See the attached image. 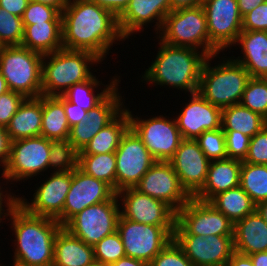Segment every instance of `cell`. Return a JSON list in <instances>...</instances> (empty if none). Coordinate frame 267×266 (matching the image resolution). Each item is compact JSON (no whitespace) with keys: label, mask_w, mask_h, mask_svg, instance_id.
Here are the masks:
<instances>
[{"label":"cell","mask_w":267,"mask_h":266,"mask_svg":"<svg viewBox=\"0 0 267 266\" xmlns=\"http://www.w3.org/2000/svg\"><path fill=\"white\" fill-rule=\"evenodd\" d=\"M94 261L93 246L62 226L54 241L53 266H89Z\"/></svg>","instance_id":"cell-27"},{"label":"cell","mask_w":267,"mask_h":266,"mask_svg":"<svg viewBox=\"0 0 267 266\" xmlns=\"http://www.w3.org/2000/svg\"><path fill=\"white\" fill-rule=\"evenodd\" d=\"M240 187L256 205L267 200V165L241 161Z\"/></svg>","instance_id":"cell-36"},{"label":"cell","mask_w":267,"mask_h":266,"mask_svg":"<svg viewBox=\"0 0 267 266\" xmlns=\"http://www.w3.org/2000/svg\"><path fill=\"white\" fill-rule=\"evenodd\" d=\"M35 190L31 203L25 198L14 199L28 213L56 219L62 212L72 182V171L52 172Z\"/></svg>","instance_id":"cell-18"},{"label":"cell","mask_w":267,"mask_h":266,"mask_svg":"<svg viewBox=\"0 0 267 266\" xmlns=\"http://www.w3.org/2000/svg\"><path fill=\"white\" fill-rule=\"evenodd\" d=\"M208 202L233 223L256 211V204L240 186L220 192Z\"/></svg>","instance_id":"cell-32"},{"label":"cell","mask_w":267,"mask_h":266,"mask_svg":"<svg viewBox=\"0 0 267 266\" xmlns=\"http://www.w3.org/2000/svg\"><path fill=\"white\" fill-rule=\"evenodd\" d=\"M41 136L50 140L68 139L70 126L64 109V96L42 95Z\"/></svg>","instance_id":"cell-31"},{"label":"cell","mask_w":267,"mask_h":266,"mask_svg":"<svg viewBox=\"0 0 267 266\" xmlns=\"http://www.w3.org/2000/svg\"><path fill=\"white\" fill-rule=\"evenodd\" d=\"M219 54L208 56L205 60L197 92L212 105L222 109L241 102L251 76L239 62L234 60L235 56L229 58L224 56L223 61L220 60L218 65L211 67L212 59Z\"/></svg>","instance_id":"cell-5"},{"label":"cell","mask_w":267,"mask_h":266,"mask_svg":"<svg viewBox=\"0 0 267 266\" xmlns=\"http://www.w3.org/2000/svg\"><path fill=\"white\" fill-rule=\"evenodd\" d=\"M25 97L11 90L0 96V126L6 128Z\"/></svg>","instance_id":"cell-46"},{"label":"cell","mask_w":267,"mask_h":266,"mask_svg":"<svg viewBox=\"0 0 267 266\" xmlns=\"http://www.w3.org/2000/svg\"><path fill=\"white\" fill-rule=\"evenodd\" d=\"M43 55L21 45L0 46V73L9 90L25 98L42 95Z\"/></svg>","instance_id":"cell-7"},{"label":"cell","mask_w":267,"mask_h":266,"mask_svg":"<svg viewBox=\"0 0 267 266\" xmlns=\"http://www.w3.org/2000/svg\"><path fill=\"white\" fill-rule=\"evenodd\" d=\"M156 59L142 75V82L154 86L167 85L172 88L196 93L199 87L201 71L208 56L200 51L188 47H178L165 44L161 40ZM183 89V90H182Z\"/></svg>","instance_id":"cell-3"},{"label":"cell","mask_w":267,"mask_h":266,"mask_svg":"<svg viewBox=\"0 0 267 266\" xmlns=\"http://www.w3.org/2000/svg\"><path fill=\"white\" fill-rule=\"evenodd\" d=\"M265 125L267 120L264 117L241 103L222 108L221 128L223 130L240 131L244 135L253 137Z\"/></svg>","instance_id":"cell-33"},{"label":"cell","mask_w":267,"mask_h":266,"mask_svg":"<svg viewBox=\"0 0 267 266\" xmlns=\"http://www.w3.org/2000/svg\"><path fill=\"white\" fill-rule=\"evenodd\" d=\"M24 36L21 46L42 55L50 54L62 46V21H45L33 25H23Z\"/></svg>","instance_id":"cell-29"},{"label":"cell","mask_w":267,"mask_h":266,"mask_svg":"<svg viewBox=\"0 0 267 266\" xmlns=\"http://www.w3.org/2000/svg\"><path fill=\"white\" fill-rule=\"evenodd\" d=\"M254 266H267V251L249 255Z\"/></svg>","instance_id":"cell-58"},{"label":"cell","mask_w":267,"mask_h":266,"mask_svg":"<svg viewBox=\"0 0 267 266\" xmlns=\"http://www.w3.org/2000/svg\"><path fill=\"white\" fill-rule=\"evenodd\" d=\"M226 266H254L249 255L234 252Z\"/></svg>","instance_id":"cell-52"},{"label":"cell","mask_w":267,"mask_h":266,"mask_svg":"<svg viewBox=\"0 0 267 266\" xmlns=\"http://www.w3.org/2000/svg\"><path fill=\"white\" fill-rule=\"evenodd\" d=\"M169 12H171L170 0H130L124 12L118 17L120 32L125 39H129L131 34L144 31V26L147 27L156 20L154 29L157 34Z\"/></svg>","instance_id":"cell-23"},{"label":"cell","mask_w":267,"mask_h":266,"mask_svg":"<svg viewBox=\"0 0 267 266\" xmlns=\"http://www.w3.org/2000/svg\"><path fill=\"white\" fill-rule=\"evenodd\" d=\"M222 109L212 105L198 92L190 94L175 121L183 139L196 140L204 131L221 128Z\"/></svg>","instance_id":"cell-22"},{"label":"cell","mask_w":267,"mask_h":266,"mask_svg":"<svg viewBox=\"0 0 267 266\" xmlns=\"http://www.w3.org/2000/svg\"><path fill=\"white\" fill-rule=\"evenodd\" d=\"M115 190L106 182L85 174L78 167L72 171V182L66 196L63 212L56 220L64 226L84 208L111 200Z\"/></svg>","instance_id":"cell-17"},{"label":"cell","mask_w":267,"mask_h":266,"mask_svg":"<svg viewBox=\"0 0 267 266\" xmlns=\"http://www.w3.org/2000/svg\"><path fill=\"white\" fill-rule=\"evenodd\" d=\"M14 232L13 266H53L54 241L62 225L54 218L28 213L13 199L4 218Z\"/></svg>","instance_id":"cell-2"},{"label":"cell","mask_w":267,"mask_h":266,"mask_svg":"<svg viewBox=\"0 0 267 266\" xmlns=\"http://www.w3.org/2000/svg\"><path fill=\"white\" fill-rule=\"evenodd\" d=\"M42 95L25 98L6 127L10 141L41 136Z\"/></svg>","instance_id":"cell-28"},{"label":"cell","mask_w":267,"mask_h":266,"mask_svg":"<svg viewBox=\"0 0 267 266\" xmlns=\"http://www.w3.org/2000/svg\"><path fill=\"white\" fill-rule=\"evenodd\" d=\"M149 266H195L174 239L160 251Z\"/></svg>","instance_id":"cell-43"},{"label":"cell","mask_w":267,"mask_h":266,"mask_svg":"<svg viewBox=\"0 0 267 266\" xmlns=\"http://www.w3.org/2000/svg\"><path fill=\"white\" fill-rule=\"evenodd\" d=\"M240 103L267 120V78H251Z\"/></svg>","instance_id":"cell-38"},{"label":"cell","mask_w":267,"mask_h":266,"mask_svg":"<svg viewBox=\"0 0 267 266\" xmlns=\"http://www.w3.org/2000/svg\"><path fill=\"white\" fill-rule=\"evenodd\" d=\"M228 158L244 161L250 144V138L240 131L223 130Z\"/></svg>","instance_id":"cell-44"},{"label":"cell","mask_w":267,"mask_h":266,"mask_svg":"<svg viewBox=\"0 0 267 266\" xmlns=\"http://www.w3.org/2000/svg\"><path fill=\"white\" fill-rule=\"evenodd\" d=\"M100 62L94 53L82 50L61 48L43 55L42 95L62 96L71 86L89 80L92 65Z\"/></svg>","instance_id":"cell-4"},{"label":"cell","mask_w":267,"mask_h":266,"mask_svg":"<svg viewBox=\"0 0 267 266\" xmlns=\"http://www.w3.org/2000/svg\"><path fill=\"white\" fill-rule=\"evenodd\" d=\"M61 15L65 49L89 51L103 61L115 41L126 40L118 18L90 0H69Z\"/></svg>","instance_id":"cell-1"},{"label":"cell","mask_w":267,"mask_h":266,"mask_svg":"<svg viewBox=\"0 0 267 266\" xmlns=\"http://www.w3.org/2000/svg\"><path fill=\"white\" fill-rule=\"evenodd\" d=\"M117 85L97 106L87 112L84 121L70 128L68 140L80 152L92 138L112 122L124 109V103Z\"/></svg>","instance_id":"cell-21"},{"label":"cell","mask_w":267,"mask_h":266,"mask_svg":"<svg viewBox=\"0 0 267 266\" xmlns=\"http://www.w3.org/2000/svg\"><path fill=\"white\" fill-rule=\"evenodd\" d=\"M89 266H109V264L98 262V261H94Z\"/></svg>","instance_id":"cell-61"},{"label":"cell","mask_w":267,"mask_h":266,"mask_svg":"<svg viewBox=\"0 0 267 266\" xmlns=\"http://www.w3.org/2000/svg\"><path fill=\"white\" fill-rule=\"evenodd\" d=\"M242 30L267 31V1L243 17Z\"/></svg>","instance_id":"cell-47"},{"label":"cell","mask_w":267,"mask_h":266,"mask_svg":"<svg viewBox=\"0 0 267 266\" xmlns=\"http://www.w3.org/2000/svg\"><path fill=\"white\" fill-rule=\"evenodd\" d=\"M30 0H0V7L9 13L22 17Z\"/></svg>","instance_id":"cell-51"},{"label":"cell","mask_w":267,"mask_h":266,"mask_svg":"<svg viewBox=\"0 0 267 266\" xmlns=\"http://www.w3.org/2000/svg\"><path fill=\"white\" fill-rule=\"evenodd\" d=\"M119 203L115 195L111 200L88 206L74 215L63 227L87 245L94 246L117 231Z\"/></svg>","instance_id":"cell-10"},{"label":"cell","mask_w":267,"mask_h":266,"mask_svg":"<svg viewBox=\"0 0 267 266\" xmlns=\"http://www.w3.org/2000/svg\"><path fill=\"white\" fill-rule=\"evenodd\" d=\"M234 223L208 201L192 197L178 212L173 235L233 236Z\"/></svg>","instance_id":"cell-11"},{"label":"cell","mask_w":267,"mask_h":266,"mask_svg":"<svg viewBox=\"0 0 267 266\" xmlns=\"http://www.w3.org/2000/svg\"><path fill=\"white\" fill-rule=\"evenodd\" d=\"M95 261L111 264L126 256L121 237L117 231L104 237L93 246Z\"/></svg>","instance_id":"cell-40"},{"label":"cell","mask_w":267,"mask_h":266,"mask_svg":"<svg viewBox=\"0 0 267 266\" xmlns=\"http://www.w3.org/2000/svg\"><path fill=\"white\" fill-rule=\"evenodd\" d=\"M178 212L192 197L182 187L169 161H156L134 187Z\"/></svg>","instance_id":"cell-16"},{"label":"cell","mask_w":267,"mask_h":266,"mask_svg":"<svg viewBox=\"0 0 267 266\" xmlns=\"http://www.w3.org/2000/svg\"><path fill=\"white\" fill-rule=\"evenodd\" d=\"M112 12L117 18L124 12L130 0H90Z\"/></svg>","instance_id":"cell-49"},{"label":"cell","mask_w":267,"mask_h":266,"mask_svg":"<svg viewBox=\"0 0 267 266\" xmlns=\"http://www.w3.org/2000/svg\"><path fill=\"white\" fill-rule=\"evenodd\" d=\"M195 266H226L235 252L233 236L173 235Z\"/></svg>","instance_id":"cell-19"},{"label":"cell","mask_w":267,"mask_h":266,"mask_svg":"<svg viewBox=\"0 0 267 266\" xmlns=\"http://www.w3.org/2000/svg\"><path fill=\"white\" fill-rule=\"evenodd\" d=\"M56 8L60 13L67 6L69 0H31Z\"/></svg>","instance_id":"cell-57"},{"label":"cell","mask_w":267,"mask_h":266,"mask_svg":"<svg viewBox=\"0 0 267 266\" xmlns=\"http://www.w3.org/2000/svg\"><path fill=\"white\" fill-rule=\"evenodd\" d=\"M116 193L134 188L156 162L141 138L130 127L115 152Z\"/></svg>","instance_id":"cell-13"},{"label":"cell","mask_w":267,"mask_h":266,"mask_svg":"<svg viewBox=\"0 0 267 266\" xmlns=\"http://www.w3.org/2000/svg\"><path fill=\"white\" fill-rule=\"evenodd\" d=\"M50 139L44 136L11 142L10 156L2 177L6 182L28 180L49 169Z\"/></svg>","instance_id":"cell-9"},{"label":"cell","mask_w":267,"mask_h":266,"mask_svg":"<svg viewBox=\"0 0 267 266\" xmlns=\"http://www.w3.org/2000/svg\"><path fill=\"white\" fill-rule=\"evenodd\" d=\"M157 34V39L171 46L201 49L207 56L220 53L209 40L206 14L202 5L169 12Z\"/></svg>","instance_id":"cell-6"},{"label":"cell","mask_w":267,"mask_h":266,"mask_svg":"<svg viewBox=\"0 0 267 266\" xmlns=\"http://www.w3.org/2000/svg\"><path fill=\"white\" fill-rule=\"evenodd\" d=\"M23 36L22 18L0 7V46L21 45Z\"/></svg>","instance_id":"cell-39"},{"label":"cell","mask_w":267,"mask_h":266,"mask_svg":"<svg viewBox=\"0 0 267 266\" xmlns=\"http://www.w3.org/2000/svg\"><path fill=\"white\" fill-rule=\"evenodd\" d=\"M11 141L9 139L6 128L0 126V166L2 170L7 165L10 156Z\"/></svg>","instance_id":"cell-50"},{"label":"cell","mask_w":267,"mask_h":266,"mask_svg":"<svg viewBox=\"0 0 267 266\" xmlns=\"http://www.w3.org/2000/svg\"><path fill=\"white\" fill-rule=\"evenodd\" d=\"M64 109H65L67 122L70 128L74 126L75 124L81 121H84L87 116V112H88L82 109L79 105H75L69 102L65 97H64Z\"/></svg>","instance_id":"cell-48"},{"label":"cell","mask_w":267,"mask_h":266,"mask_svg":"<svg viewBox=\"0 0 267 266\" xmlns=\"http://www.w3.org/2000/svg\"><path fill=\"white\" fill-rule=\"evenodd\" d=\"M147 264L139 259H134L124 256L116 262L109 264V266H146Z\"/></svg>","instance_id":"cell-56"},{"label":"cell","mask_w":267,"mask_h":266,"mask_svg":"<svg viewBox=\"0 0 267 266\" xmlns=\"http://www.w3.org/2000/svg\"><path fill=\"white\" fill-rule=\"evenodd\" d=\"M241 44L239 62L251 78H267V31L242 30L233 46Z\"/></svg>","instance_id":"cell-24"},{"label":"cell","mask_w":267,"mask_h":266,"mask_svg":"<svg viewBox=\"0 0 267 266\" xmlns=\"http://www.w3.org/2000/svg\"><path fill=\"white\" fill-rule=\"evenodd\" d=\"M256 211L264 219L267 224V200H264L256 205Z\"/></svg>","instance_id":"cell-59"},{"label":"cell","mask_w":267,"mask_h":266,"mask_svg":"<svg viewBox=\"0 0 267 266\" xmlns=\"http://www.w3.org/2000/svg\"><path fill=\"white\" fill-rule=\"evenodd\" d=\"M78 168L85 174L109 184L116 192V156L107 154H78Z\"/></svg>","instance_id":"cell-35"},{"label":"cell","mask_w":267,"mask_h":266,"mask_svg":"<svg viewBox=\"0 0 267 266\" xmlns=\"http://www.w3.org/2000/svg\"><path fill=\"white\" fill-rule=\"evenodd\" d=\"M267 0H237L239 11L242 17L251 12L259 4L266 2Z\"/></svg>","instance_id":"cell-53"},{"label":"cell","mask_w":267,"mask_h":266,"mask_svg":"<svg viewBox=\"0 0 267 266\" xmlns=\"http://www.w3.org/2000/svg\"><path fill=\"white\" fill-rule=\"evenodd\" d=\"M242 162L267 165V125L250 138L248 153Z\"/></svg>","instance_id":"cell-45"},{"label":"cell","mask_w":267,"mask_h":266,"mask_svg":"<svg viewBox=\"0 0 267 266\" xmlns=\"http://www.w3.org/2000/svg\"><path fill=\"white\" fill-rule=\"evenodd\" d=\"M120 216L138 223L154 226H176L177 212L165 202L126 188L116 193ZM123 205V206H122Z\"/></svg>","instance_id":"cell-15"},{"label":"cell","mask_w":267,"mask_h":266,"mask_svg":"<svg viewBox=\"0 0 267 266\" xmlns=\"http://www.w3.org/2000/svg\"><path fill=\"white\" fill-rule=\"evenodd\" d=\"M233 240L244 255L267 251V224L257 211L234 223Z\"/></svg>","instance_id":"cell-26"},{"label":"cell","mask_w":267,"mask_h":266,"mask_svg":"<svg viewBox=\"0 0 267 266\" xmlns=\"http://www.w3.org/2000/svg\"><path fill=\"white\" fill-rule=\"evenodd\" d=\"M186 192L194 197L204 186L210 160L193 139H183L169 160Z\"/></svg>","instance_id":"cell-20"},{"label":"cell","mask_w":267,"mask_h":266,"mask_svg":"<svg viewBox=\"0 0 267 266\" xmlns=\"http://www.w3.org/2000/svg\"><path fill=\"white\" fill-rule=\"evenodd\" d=\"M171 11L182 9V8H192L201 5L199 0H170Z\"/></svg>","instance_id":"cell-54"},{"label":"cell","mask_w":267,"mask_h":266,"mask_svg":"<svg viewBox=\"0 0 267 266\" xmlns=\"http://www.w3.org/2000/svg\"><path fill=\"white\" fill-rule=\"evenodd\" d=\"M201 5L206 14L210 42L220 52L231 48L242 32L243 17L237 0H205Z\"/></svg>","instance_id":"cell-14"},{"label":"cell","mask_w":267,"mask_h":266,"mask_svg":"<svg viewBox=\"0 0 267 266\" xmlns=\"http://www.w3.org/2000/svg\"><path fill=\"white\" fill-rule=\"evenodd\" d=\"M78 167V151L68 139L50 140L49 168L54 172L73 171Z\"/></svg>","instance_id":"cell-37"},{"label":"cell","mask_w":267,"mask_h":266,"mask_svg":"<svg viewBox=\"0 0 267 266\" xmlns=\"http://www.w3.org/2000/svg\"><path fill=\"white\" fill-rule=\"evenodd\" d=\"M128 110L130 127L141 138L142 142L156 161H169L178 149L182 135L175 118L163 115L141 119Z\"/></svg>","instance_id":"cell-12"},{"label":"cell","mask_w":267,"mask_h":266,"mask_svg":"<svg viewBox=\"0 0 267 266\" xmlns=\"http://www.w3.org/2000/svg\"><path fill=\"white\" fill-rule=\"evenodd\" d=\"M21 18L23 25H33L45 21H62V15L56 8L31 0Z\"/></svg>","instance_id":"cell-42"},{"label":"cell","mask_w":267,"mask_h":266,"mask_svg":"<svg viewBox=\"0 0 267 266\" xmlns=\"http://www.w3.org/2000/svg\"><path fill=\"white\" fill-rule=\"evenodd\" d=\"M196 141L205 156L210 160L228 158L226 153L225 135L222 128L204 131Z\"/></svg>","instance_id":"cell-41"},{"label":"cell","mask_w":267,"mask_h":266,"mask_svg":"<svg viewBox=\"0 0 267 266\" xmlns=\"http://www.w3.org/2000/svg\"><path fill=\"white\" fill-rule=\"evenodd\" d=\"M241 161L231 158L212 160L207 179L194 198L209 201L216 194L240 186Z\"/></svg>","instance_id":"cell-25"},{"label":"cell","mask_w":267,"mask_h":266,"mask_svg":"<svg viewBox=\"0 0 267 266\" xmlns=\"http://www.w3.org/2000/svg\"><path fill=\"white\" fill-rule=\"evenodd\" d=\"M1 184V182H0ZM3 187H1L0 185V223L2 222V219H3V214H4V211H5V208L3 207H7V204L10 203L14 197L16 196L15 194L13 193H9L7 190H2ZM4 191V192H3ZM6 192V193H5ZM9 193V194H8ZM5 194V195H4ZM12 194V195H11ZM3 203L5 205H3ZM1 226V225H0Z\"/></svg>","instance_id":"cell-55"},{"label":"cell","mask_w":267,"mask_h":266,"mask_svg":"<svg viewBox=\"0 0 267 266\" xmlns=\"http://www.w3.org/2000/svg\"><path fill=\"white\" fill-rule=\"evenodd\" d=\"M7 91H9L7 84H6V80L4 79V77L2 76V74L0 73V96L4 93H6Z\"/></svg>","instance_id":"cell-60"},{"label":"cell","mask_w":267,"mask_h":266,"mask_svg":"<svg viewBox=\"0 0 267 266\" xmlns=\"http://www.w3.org/2000/svg\"><path fill=\"white\" fill-rule=\"evenodd\" d=\"M174 231L175 226L146 225L121 216L117 222L126 256L147 265L171 242Z\"/></svg>","instance_id":"cell-8"},{"label":"cell","mask_w":267,"mask_h":266,"mask_svg":"<svg viewBox=\"0 0 267 266\" xmlns=\"http://www.w3.org/2000/svg\"><path fill=\"white\" fill-rule=\"evenodd\" d=\"M118 78V79H117ZM108 85L98 81L96 76H92L89 80L71 86L63 96L71 103L79 105L82 109L89 111L97 106L118 84L121 80L116 75L110 80ZM100 85H104L101 92L96 90ZM96 92V94L94 93Z\"/></svg>","instance_id":"cell-34"},{"label":"cell","mask_w":267,"mask_h":266,"mask_svg":"<svg viewBox=\"0 0 267 266\" xmlns=\"http://www.w3.org/2000/svg\"><path fill=\"white\" fill-rule=\"evenodd\" d=\"M130 128L125 108L112 122L103 127L78 154H107L116 152L122 137Z\"/></svg>","instance_id":"cell-30"}]
</instances>
